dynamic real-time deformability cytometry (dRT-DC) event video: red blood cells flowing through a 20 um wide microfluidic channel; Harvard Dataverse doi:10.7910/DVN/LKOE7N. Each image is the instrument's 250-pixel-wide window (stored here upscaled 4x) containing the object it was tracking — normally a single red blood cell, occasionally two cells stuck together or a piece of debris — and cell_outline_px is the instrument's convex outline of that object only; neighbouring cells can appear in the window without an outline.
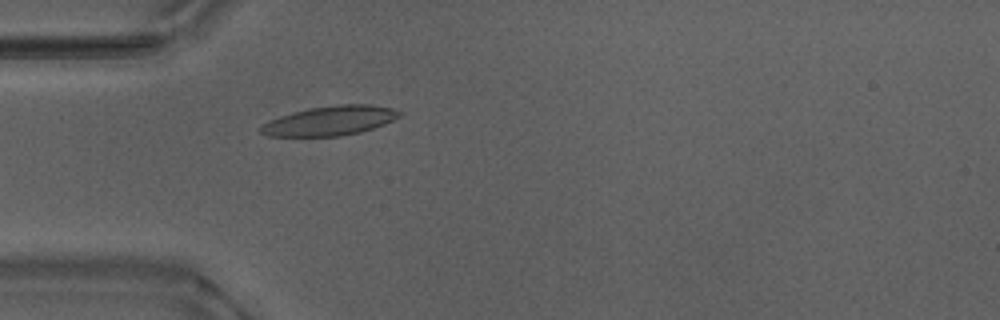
{"species": "Egyptian fruit bat (a non-hibernating species)", "species_latin": "Rousettus aegyptiacus", "temperature_condition": "warm", "stored_images_in_passage": 48, "camera_frame_rate_fps": 3000, "um_per_image_px": 0.085, "animal": {"sex": "male"}, "frame": {"image": 1, "passage_image": 11, "time_ms": 3.333, "image_size_px": [1000, 320], "cell_outline_px": [[404, 112], [400, 116], [384, 124], [360, 132], [340, 136], [268, 136], [260, 132], [256, 128], [268, 120], [292, 112], [308, 108], [336, 104], [372, 104], [392, 108]], "centroid_in_image_um": [28.02, 10.25], "position_along_channel_um": 57.0, "area_um2": 24.04}}
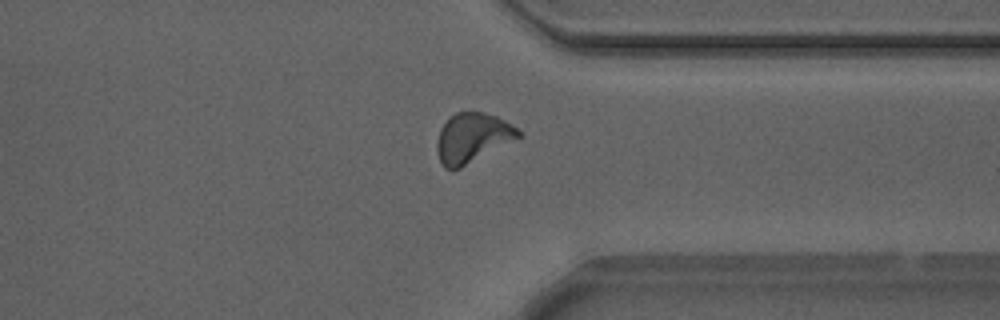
{"frame": {"image": 2, "passage_image": 36, "time_ms": 11.667, "image_size_px": [1000, 320], "cell_outline_px": [[524, 136], [460, 168], [444, 168], [436, 152], [436, 140], [440, 128], [456, 112], [484, 112], [496, 116], [504, 120], [524, 132]], "centroid_in_image_um": [40.19, 11.71], "position_along_channel_um": 371.2, "area_um2": 23.64}}
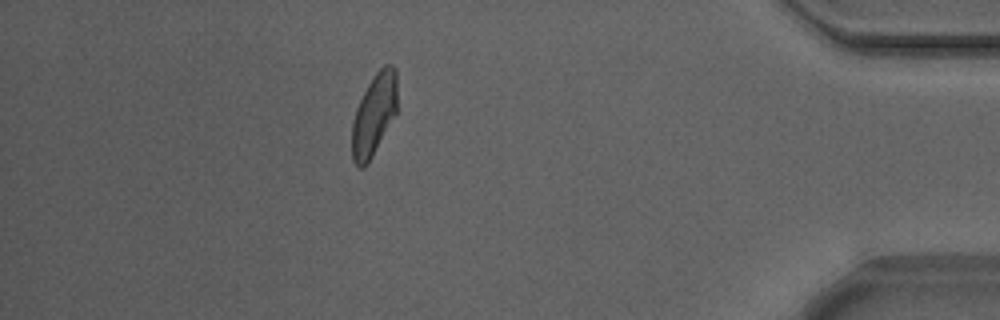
{"frame": {"image": 3, "passage_image": 42, "time_ms": 13.667, "image_size_px": [1000, 320], "cell_outline_px": [[396, 116], [372, 156], [364, 168], [360, 168], [352, 160], [352, 124], [356, 108], [372, 76], [384, 64], [392, 64], [396, 68]], "centroid_in_image_um": [31.8, 9.74], "position_along_channel_um": 403.4, "area_um2": 21.62}, "authors_computed_cell_mechanics": {"area_um2": 22.3686, "velocity_mm_per_s": 3.8578, "shape_relaxation_time_tau1_ms": 3.4988, "shape_relaxation_time_tau2_ms": 1.6433, "deformation_change_tau1": 0.1799, "deformation_change_tau2": 0.0931}}